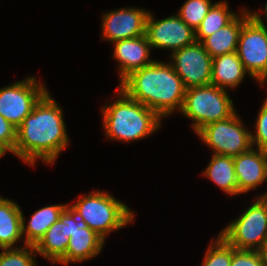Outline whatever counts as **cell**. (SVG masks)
Segmentation results:
<instances>
[{
  "mask_svg": "<svg viewBox=\"0 0 267 266\" xmlns=\"http://www.w3.org/2000/svg\"><path fill=\"white\" fill-rule=\"evenodd\" d=\"M105 240L92 229L77 228L70 236L65 255L57 262L67 266L97 257L105 246Z\"/></svg>",
  "mask_w": 267,
  "mask_h": 266,
  "instance_id": "9a60e30c",
  "label": "cell"
},
{
  "mask_svg": "<svg viewBox=\"0 0 267 266\" xmlns=\"http://www.w3.org/2000/svg\"><path fill=\"white\" fill-rule=\"evenodd\" d=\"M59 220L64 223L68 224V238H70L71 234L77 228H87V224L84 220L77 217L76 213L72 210V208L67 205L65 209L59 216Z\"/></svg>",
  "mask_w": 267,
  "mask_h": 266,
  "instance_id": "f1b7e54d",
  "label": "cell"
},
{
  "mask_svg": "<svg viewBox=\"0 0 267 266\" xmlns=\"http://www.w3.org/2000/svg\"><path fill=\"white\" fill-rule=\"evenodd\" d=\"M15 144L16 128L0 114V145H2L8 153H12Z\"/></svg>",
  "mask_w": 267,
  "mask_h": 266,
  "instance_id": "83f0119b",
  "label": "cell"
},
{
  "mask_svg": "<svg viewBox=\"0 0 267 266\" xmlns=\"http://www.w3.org/2000/svg\"><path fill=\"white\" fill-rule=\"evenodd\" d=\"M67 205V203H61L49 206L47 205L37 209L30 215L28 224L26 223V219L22 211V234L24 244L35 246L45 235L49 227L59 219L60 214Z\"/></svg>",
  "mask_w": 267,
  "mask_h": 266,
  "instance_id": "d6986e66",
  "label": "cell"
},
{
  "mask_svg": "<svg viewBox=\"0 0 267 266\" xmlns=\"http://www.w3.org/2000/svg\"><path fill=\"white\" fill-rule=\"evenodd\" d=\"M68 242V224L58 219L35 245V249L38 255L55 265L65 255Z\"/></svg>",
  "mask_w": 267,
  "mask_h": 266,
  "instance_id": "44dd1931",
  "label": "cell"
},
{
  "mask_svg": "<svg viewBox=\"0 0 267 266\" xmlns=\"http://www.w3.org/2000/svg\"><path fill=\"white\" fill-rule=\"evenodd\" d=\"M149 10L138 7H122L102 14L101 38L107 42L140 37L146 34Z\"/></svg>",
  "mask_w": 267,
  "mask_h": 266,
  "instance_id": "7c38bea8",
  "label": "cell"
},
{
  "mask_svg": "<svg viewBox=\"0 0 267 266\" xmlns=\"http://www.w3.org/2000/svg\"><path fill=\"white\" fill-rule=\"evenodd\" d=\"M249 76L237 52L213 57L211 84L224 90H234Z\"/></svg>",
  "mask_w": 267,
  "mask_h": 266,
  "instance_id": "e0dca14e",
  "label": "cell"
},
{
  "mask_svg": "<svg viewBox=\"0 0 267 266\" xmlns=\"http://www.w3.org/2000/svg\"><path fill=\"white\" fill-rule=\"evenodd\" d=\"M6 152L8 153V151L2 145H0V158L3 157Z\"/></svg>",
  "mask_w": 267,
  "mask_h": 266,
  "instance_id": "1f68e13d",
  "label": "cell"
},
{
  "mask_svg": "<svg viewBox=\"0 0 267 266\" xmlns=\"http://www.w3.org/2000/svg\"><path fill=\"white\" fill-rule=\"evenodd\" d=\"M202 176L217 185L228 196L238 195L237 178L232 156L212 154Z\"/></svg>",
  "mask_w": 267,
  "mask_h": 266,
  "instance_id": "ffe728a7",
  "label": "cell"
},
{
  "mask_svg": "<svg viewBox=\"0 0 267 266\" xmlns=\"http://www.w3.org/2000/svg\"><path fill=\"white\" fill-rule=\"evenodd\" d=\"M259 196H264L267 199V191H265L264 193L260 194Z\"/></svg>",
  "mask_w": 267,
  "mask_h": 266,
  "instance_id": "d6a6232c",
  "label": "cell"
},
{
  "mask_svg": "<svg viewBox=\"0 0 267 266\" xmlns=\"http://www.w3.org/2000/svg\"><path fill=\"white\" fill-rule=\"evenodd\" d=\"M21 212L17 202L4 197L0 200V249L19 248L15 244L24 243Z\"/></svg>",
  "mask_w": 267,
  "mask_h": 266,
  "instance_id": "ac0fdd59",
  "label": "cell"
},
{
  "mask_svg": "<svg viewBox=\"0 0 267 266\" xmlns=\"http://www.w3.org/2000/svg\"><path fill=\"white\" fill-rule=\"evenodd\" d=\"M155 18L150 10L146 21V36L152 49H166L171 54L196 41L195 31L177 14L163 19Z\"/></svg>",
  "mask_w": 267,
  "mask_h": 266,
  "instance_id": "8fae6325",
  "label": "cell"
},
{
  "mask_svg": "<svg viewBox=\"0 0 267 266\" xmlns=\"http://www.w3.org/2000/svg\"><path fill=\"white\" fill-rule=\"evenodd\" d=\"M215 238L207 247L201 266H231L232 246L219 234Z\"/></svg>",
  "mask_w": 267,
  "mask_h": 266,
  "instance_id": "d4e9b609",
  "label": "cell"
},
{
  "mask_svg": "<svg viewBox=\"0 0 267 266\" xmlns=\"http://www.w3.org/2000/svg\"><path fill=\"white\" fill-rule=\"evenodd\" d=\"M236 52L250 76L264 87L267 84V26L250 15L243 23Z\"/></svg>",
  "mask_w": 267,
  "mask_h": 266,
  "instance_id": "9c48e42d",
  "label": "cell"
},
{
  "mask_svg": "<svg viewBox=\"0 0 267 266\" xmlns=\"http://www.w3.org/2000/svg\"><path fill=\"white\" fill-rule=\"evenodd\" d=\"M118 87L161 119L181 111L186 88L169 61L154 60L128 75Z\"/></svg>",
  "mask_w": 267,
  "mask_h": 266,
  "instance_id": "7a4b0ae2",
  "label": "cell"
},
{
  "mask_svg": "<svg viewBox=\"0 0 267 266\" xmlns=\"http://www.w3.org/2000/svg\"><path fill=\"white\" fill-rule=\"evenodd\" d=\"M48 91L34 75L0 87V114L17 129Z\"/></svg>",
  "mask_w": 267,
  "mask_h": 266,
  "instance_id": "ba28073f",
  "label": "cell"
},
{
  "mask_svg": "<svg viewBox=\"0 0 267 266\" xmlns=\"http://www.w3.org/2000/svg\"><path fill=\"white\" fill-rule=\"evenodd\" d=\"M251 15L262 25V26H266V22H267V1L265 3V6H264V19L266 20H263V17H262V13L260 11H257V10H254V11H251ZM262 17V18H261Z\"/></svg>",
  "mask_w": 267,
  "mask_h": 266,
  "instance_id": "f546056e",
  "label": "cell"
},
{
  "mask_svg": "<svg viewBox=\"0 0 267 266\" xmlns=\"http://www.w3.org/2000/svg\"><path fill=\"white\" fill-rule=\"evenodd\" d=\"M238 195L246 194L267 182V151L252 147L233 157Z\"/></svg>",
  "mask_w": 267,
  "mask_h": 266,
  "instance_id": "5bb4252c",
  "label": "cell"
},
{
  "mask_svg": "<svg viewBox=\"0 0 267 266\" xmlns=\"http://www.w3.org/2000/svg\"><path fill=\"white\" fill-rule=\"evenodd\" d=\"M242 121L236 111L227 119L204 126L196 135L213 150V154L234 157L253 147L251 130Z\"/></svg>",
  "mask_w": 267,
  "mask_h": 266,
  "instance_id": "52a82bcc",
  "label": "cell"
},
{
  "mask_svg": "<svg viewBox=\"0 0 267 266\" xmlns=\"http://www.w3.org/2000/svg\"><path fill=\"white\" fill-rule=\"evenodd\" d=\"M254 123V131H251L252 146L267 151V100L264 99L257 113Z\"/></svg>",
  "mask_w": 267,
  "mask_h": 266,
  "instance_id": "484cf974",
  "label": "cell"
},
{
  "mask_svg": "<svg viewBox=\"0 0 267 266\" xmlns=\"http://www.w3.org/2000/svg\"><path fill=\"white\" fill-rule=\"evenodd\" d=\"M111 102L103 104L102 127L107 140L130 143L150 137L162 126V119L151 109L117 88Z\"/></svg>",
  "mask_w": 267,
  "mask_h": 266,
  "instance_id": "3957f363",
  "label": "cell"
},
{
  "mask_svg": "<svg viewBox=\"0 0 267 266\" xmlns=\"http://www.w3.org/2000/svg\"><path fill=\"white\" fill-rule=\"evenodd\" d=\"M56 101L48 91L16 129V144L11 154L30 167H35L39 160L54 165L69 146L63 108Z\"/></svg>",
  "mask_w": 267,
  "mask_h": 266,
  "instance_id": "6da1fadb",
  "label": "cell"
},
{
  "mask_svg": "<svg viewBox=\"0 0 267 266\" xmlns=\"http://www.w3.org/2000/svg\"><path fill=\"white\" fill-rule=\"evenodd\" d=\"M255 197L251 206L218 233L237 250H258L267 239V199Z\"/></svg>",
  "mask_w": 267,
  "mask_h": 266,
  "instance_id": "8992f818",
  "label": "cell"
},
{
  "mask_svg": "<svg viewBox=\"0 0 267 266\" xmlns=\"http://www.w3.org/2000/svg\"><path fill=\"white\" fill-rule=\"evenodd\" d=\"M213 4L211 0H186L176 14L196 31Z\"/></svg>",
  "mask_w": 267,
  "mask_h": 266,
  "instance_id": "cb8c5ba5",
  "label": "cell"
},
{
  "mask_svg": "<svg viewBox=\"0 0 267 266\" xmlns=\"http://www.w3.org/2000/svg\"><path fill=\"white\" fill-rule=\"evenodd\" d=\"M169 59L186 89L211 84L213 58L201 42L195 41L172 52Z\"/></svg>",
  "mask_w": 267,
  "mask_h": 266,
  "instance_id": "30bf717a",
  "label": "cell"
},
{
  "mask_svg": "<svg viewBox=\"0 0 267 266\" xmlns=\"http://www.w3.org/2000/svg\"><path fill=\"white\" fill-rule=\"evenodd\" d=\"M247 9L246 6L242 8L227 25L206 37L201 42L212 58L236 52L243 23L251 15L250 10Z\"/></svg>",
  "mask_w": 267,
  "mask_h": 266,
  "instance_id": "2e32d148",
  "label": "cell"
},
{
  "mask_svg": "<svg viewBox=\"0 0 267 266\" xmlns=\"http://www.w3.org/2000/svg\"><path fill=\"white\" fill-rule=\"evenodd\" d=\"M237 14L238 12L230 10L227 0L214 2L195 31L196 41L202 42L206 37L227 25Z\"/></svg>",
  "mask_w": 267,
  "mask_h": 266,
  "instance_id": "7402d4cb",
  "label": "cell"
},
{
  "mask_svg": "<svg viewBox=\"0 0 267 266\" xmlns=\"http://www.w3.org/2000/svg\"><path fill=\"white\" fill-rule=\"evenodd\" d=\"M78 198L68 205L105 241L110 233L129 226L136 219V213L128 205L107 191L92 190Z\"/></svg>",
  "mask_w": 267,
  "mask_h": 266,
  "instance_id": "277c9868",
  "label": "cell"
},
{
  "mask_svg": "<svg viewBox=\"0 0 267 266\" xmlns=\"http://www.w3.org/2000/svg\"><path fill=\"white\" fill-rule=\"evenodd\" d=\"M112 58L118 64L119 84L132 72L150 65L155 59L150 56L152 48L145 35L113 43Z\"/></svg>",
  "mask_w": 267,
  "mask_h": 266,
  "instance_id": "4fadbf2b",
  "label": "cell"
},
{
  "mask_svg": "<svg viewBox=\"0 0 267 266\" xmlns=\"http://www.w3.org/2000/svg\"><path fill=\"white\" fill-rule=\"evenodd\" d=\"M227 92L212 84L186 89L180 113L191 119L194 134L204 126L227 119L236 112L234 102Z\"/></svg>",
  "mask_w": 267,
  "mask_h": 266,
  "instance_id": "5b68a950",
  "label": "cell"
},
{
  "mask_svg": "<svg viewBox=\"0 0 267 266\" xmlns=\"http://www.w3.org/2000/svg\"><path fill=\"white\" fill-rule=\"evenodd\" d=\"M231 266H263L257 250H237L232 246Z\"/></svg>",
  "mask_w": 267,
  "mask_h": 266,
  "instance_id": "4316f807",
  "label": "cell"
},
{
  "mask_svg": "<svg viewBox=\"0 0 267 266\" xmlns=\"http://www.w3.org/2000/svg\"><path fill=\"white\" fill-rule=\"evenodd\" d=\"M34 245L22 244L19 248L0 250V266H37Z\"/></svg>",
  "mask_w": 267,
  "mask_h": 266,
  "instance_id": "603a6c76",
  "label": "cell"
},
{
  "mask_svg": "<svg viewBox=\"0 0 267 266\" xmlns=\"http://www.w3.org/2000/svg\"><path fill=\"white\" fill-rule=\"evenodd\" d=\"M257 251L260 254L263 266H267V239Z\"/></svg>",
  "mask_w": 267,
  "mask_h": 266,
  "instance_id": "4dcf8cb0",
  "label": "cell"
}]
</instances>
